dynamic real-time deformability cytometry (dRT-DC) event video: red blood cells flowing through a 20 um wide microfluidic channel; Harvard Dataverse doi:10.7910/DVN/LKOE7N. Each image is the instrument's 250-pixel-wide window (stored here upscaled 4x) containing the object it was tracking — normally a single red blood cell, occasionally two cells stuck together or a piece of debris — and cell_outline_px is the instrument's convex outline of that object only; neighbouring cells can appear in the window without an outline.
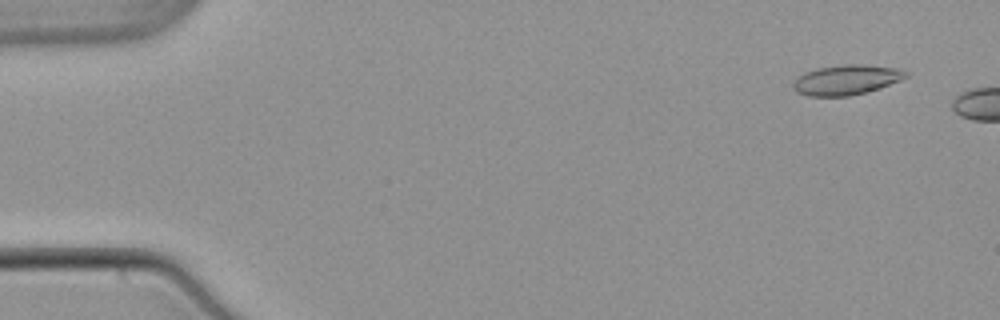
{"species": "common noctule bat (a hibernating species)", "species_latin": "Nyctalus noctula", "temperature_condition": "warm", "stored_images_in_passage": 8, "camera_frame_rate_fps": 3000, "um_per_image_px": 0.085, "animal": {"sex": "male", "body_mass_g": 21.5, "forearm_length_mm": 52.0}, "frame": {"image": 1, "passage_image": 4, "time_ms": 1.0, "image_size_px": [1000, 320], "cell_outline_px": [[908, 76], [900, 80], [880, 88], [848, 96], [808, 96], [796, 92], [792, 88], [792, 84], [804, 72], [816, 68], [844, 64], [864, 64], [904, 68], [908, 72]], "centroid_in_image_um": [71.97, 6.77], "position_along_channel_um": 13.0, "area_um2": 19.88}}